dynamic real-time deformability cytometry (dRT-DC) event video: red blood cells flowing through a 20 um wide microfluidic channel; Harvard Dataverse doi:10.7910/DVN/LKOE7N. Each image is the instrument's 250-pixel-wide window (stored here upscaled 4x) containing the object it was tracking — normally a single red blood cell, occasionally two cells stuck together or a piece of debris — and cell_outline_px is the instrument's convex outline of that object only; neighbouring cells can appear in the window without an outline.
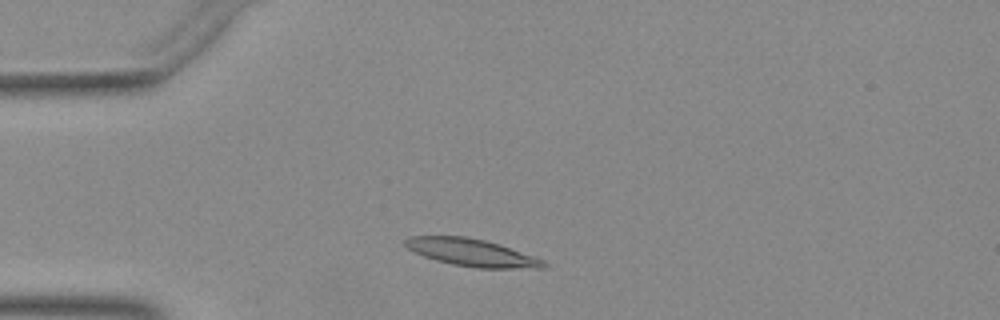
{"species": "Egyptian fruit bat (a non-hibernating species)", "species_latin": "Rousettus aegyptiacus", "temperature_condition": "warm", "stored_images_in_passage": 35, "camera_frame_rate_fps": 3000, "um_per_image_px": 0.085, "animal": {"sex": "female"}, "frame": {"image": 1, "passage_image": 1, "time_ms": 0.0, "image_size_px": [1000, 320], "cell_outline_px": [[548, 268], [476, 268], [452, 264], [436, 260], [424, 256], [408, 248], [404, 244], [404, 240], [408, 236], [468, 236], [500, 244], [544, 260], [548, 264]], "centroid_in_image_um": [40.12, 21.46], "position_along_channel_um": 44.9, "area_um2": 22.08}}
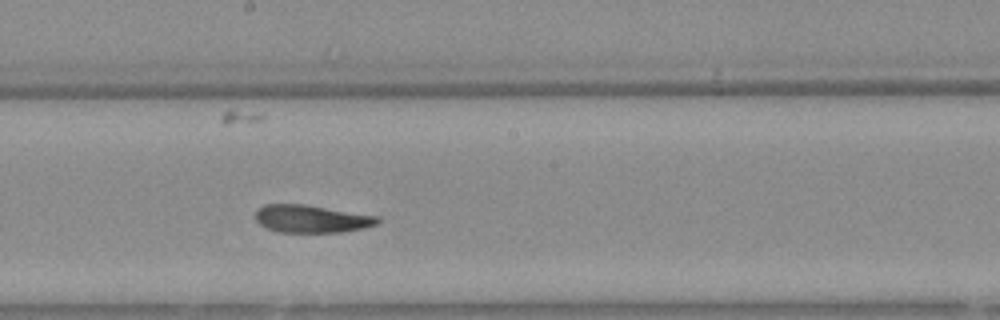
{"frame": {"image": 2, "passage_image": 16, "time_ms": 5.0, "image_size_px": [1000, 320], "cell_outline_px": [[380, 220], [376, 224], [364, 228], [340, 232], [276, 232], [264, 228], [256, 220], [256, 208], [264, 204], [304, 204], [380, 216]], "centroid_in_image_um": [26.45, 18.59], "position_along_channel_um": 221.8, "area_um2": 19.88}}
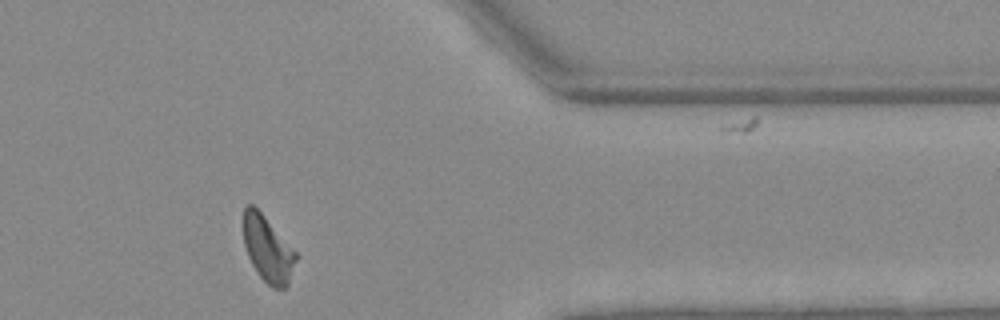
{"frame": {"image": 3, "passage_image": 30, "time_ms": 9.667, "image_size_px": [1000, 320], "cell_outline_px": [[296, 260], [288, 284], [284, 288], [272, 288], [260, 276], [252, 264], [248, 256], [244, 244], [244, 208], [248, 204], [252, 204], [264, 216], [296, 252]], "centroid_in_image_um": [22.75, 21.18], "position_along_channel_um": 388.7, "area_um2": 19.59}}